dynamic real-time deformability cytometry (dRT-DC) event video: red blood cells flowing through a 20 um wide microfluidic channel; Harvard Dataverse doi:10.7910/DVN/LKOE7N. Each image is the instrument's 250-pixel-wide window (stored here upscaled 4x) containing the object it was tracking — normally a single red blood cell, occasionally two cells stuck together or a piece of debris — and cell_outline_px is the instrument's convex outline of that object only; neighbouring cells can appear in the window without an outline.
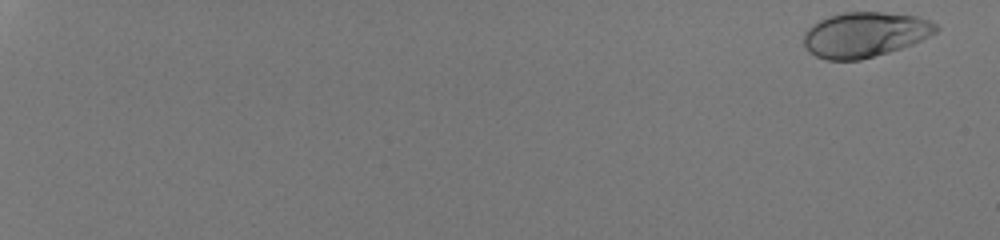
{"species": "human", "species_latin": "Homo sapiens", "temperature_condition": "room temperature", "stored_images_in_passage": 54, "camera_frame_rate_fps": 3000, "um_per_image_px": 0.085, "donor": {"sex": "male"}, "frame": {"image": 1, "passage_image": 1, "time_ms": 0.0, "image_size_px": [1000, 240], "cell_outline_px": [[940, 28], [936, 32], [912, 44], [888, 52], [860, 60], [828, 60], [816, 56], [808, 52], [804, 44], [804, 32], [812, 24], [828, 16], [844, 12], [884, 12], [916, 16], [928, 20], [936, 24]], "centroid_in_image_um": [73.49, 2.94], "position_along_channel_um": 11.5, "area_um2": 34.68}}
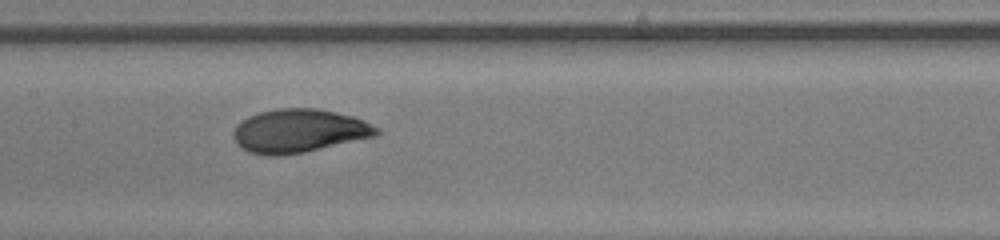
{"frame": {"image": 2, "passage_image": 32, "time_ms": 10.333, "image_size_px": [1000, 240], "cell_outline_px": [[380, 132], [376, 136], [304, 152], [280, 156], [272, 156], [248, 152], [240, 148], [236, 144], [232, 136], [232, 132], [236, 124], [248, 116], [260, 112], [276, 108], [316, 108], [336, 112], [352, 116], [364, 120], [380, 128]], "centroid_in_image_um": [25.38, 11.12], "position_along_channel_um": 182.0, "area_um2": 36.59}}
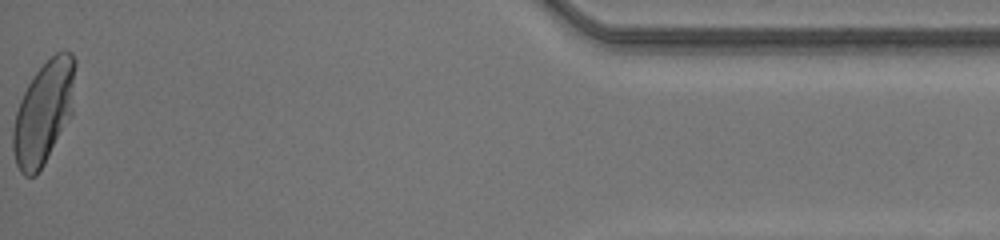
{"frame": {"image": 3, "passage_image": 54, "time_ms": 17.667, "image_size_px": [1000, 240], "cell_outline_px": [[76, 64], [72, 116], [44, 164], [36, 176], [24, 176], [20, 172], [16, 164], [12, 148], [12, 132], [16, 112], [20, 100], [28, 84], [36, 72], [56, 52], [72, 52], [76, 60]], "centroid_in_image_um": [3.72, 9.58], "position_along_channel_um": 431.5, "area_um2": 37.4}, "authors_computed_cell_mechanics": {"area_um2": 35.3736, "velocity_mm_per_s": 4.2119, "shape_relaxation_time_tau1_ms": 2.8423, "shape_relaxation_time_tau2_ms": null, "deformation_change_tau1": 0.1594, "deformation_change_tau2": null}}